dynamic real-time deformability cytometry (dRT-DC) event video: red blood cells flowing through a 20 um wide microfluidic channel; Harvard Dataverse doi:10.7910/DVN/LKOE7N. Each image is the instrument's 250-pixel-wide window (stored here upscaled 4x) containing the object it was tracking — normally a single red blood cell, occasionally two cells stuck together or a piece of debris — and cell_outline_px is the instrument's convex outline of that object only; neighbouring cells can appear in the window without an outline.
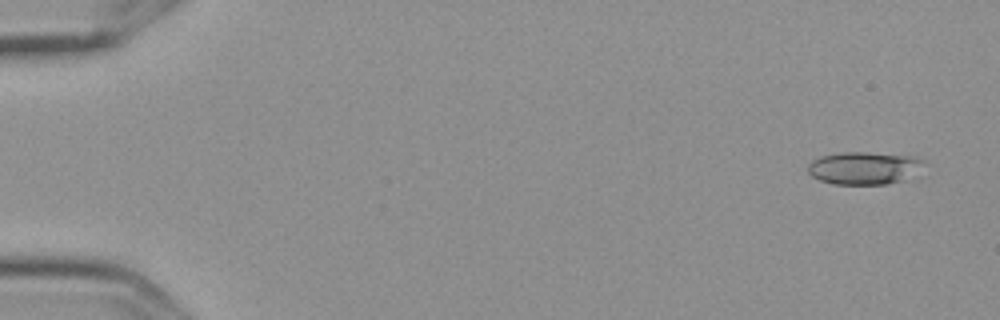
{"species": "Egyptian fruit bat (a non-hibernating species)", "species_latin": "Rousettus aegyptiacus", "temperature_condition": "cold", "stored_images_in_passage": 6, "camera_frame_rate_fps": 3000, "um_per_image_px": 0.085, "frame": {"image": 1, "passage_image": 1, "time_ms": 0.0, "image_size_px": [1000, 320], "cell_outline_px": [[928, 164], [924, 176], [916, 180], [888, 184], [832, 184], [820, 180], [812, 176], [808, 172], [808, 164], [812, 160], [820, 156], [844, 152], [868, 152], [916, 156], [924, 160]], "centroid_in_image_um": [73.7, 14.3], "position_along_channel_um": 11.3, "area_um2": 23.47}}
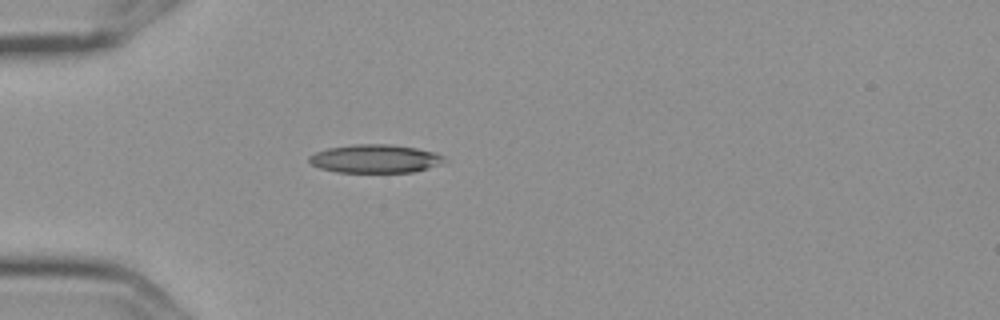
{"frame": {"image": 2, "passage_image": 5, "time_ms": 1.333, "image_size_px": [1000, 320], "cell_outline_px": [[448, 160], [440, 164], [428, 168], [412, 172], [336, 172], [320, 168], [312, 164], [308, 160], [308, 156], [316, 152], [328, 148], [352, 144], [392, 144], [416, 148], [436, 152], [444, 156]], "centroid_in_image_um": [31.91, 13.48], "position_along_channel_um": 53.1, "area_um2": 22.48}}